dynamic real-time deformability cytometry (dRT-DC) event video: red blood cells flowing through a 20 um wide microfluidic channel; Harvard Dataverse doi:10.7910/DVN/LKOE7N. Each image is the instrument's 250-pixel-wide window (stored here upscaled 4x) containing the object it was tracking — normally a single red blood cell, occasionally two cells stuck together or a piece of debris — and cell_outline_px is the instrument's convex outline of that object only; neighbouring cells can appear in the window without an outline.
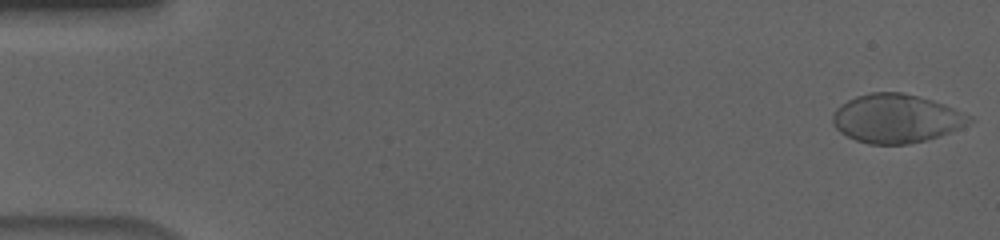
{"species": "human", "species_latin": "Homo sapiens", "temperature_condition": "cold", "stored_images_in_passage": 56, "camera_frame_rate_fps": 3000, "um_per_image_px": 0.085, "donor": {"sex": "male"}, "frame": {"image": 1, "passage_image": 1, "time_ms": 0.0, "image_size_px": [1000, 240], "cell_outline_px": [[972, 120], [968, 124], [948, 132], [924, 140], [908, 144], [868, 144], [856, 140], [840, 132], [836, 128], [832, 120], [832, 116], [836, 108], [840, 104], [856, 96], [872, 92], [900, 92], [932, 100], [944, 104], [972, 116]], "centroid_in_image_um": [76.14, 10.06], "position_along_channel_um": 8.9, "area_um2": 38.38}}
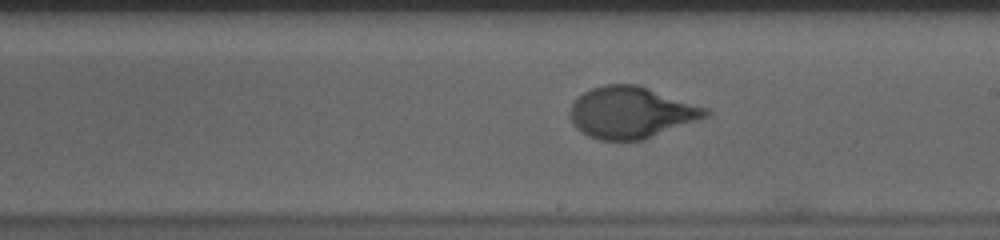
{"frame": {"image": 2, "passage_image": 32, "time_ms": 10.333, "image_size_px": [1000, 240], "cell_outline_px": [[712, 112], [708, 116], [644, 140], [600, 140], [588, 136], [580, 132], [572, 124], [568, 116], [568, 112], [576, 96], [592, 88], [604, 84], [640, 84], [708, 108]], "centroid_in_image_um": [53.62, 9.55], "position_along_channel_um": 235.4, "area_um2": 41.27}}
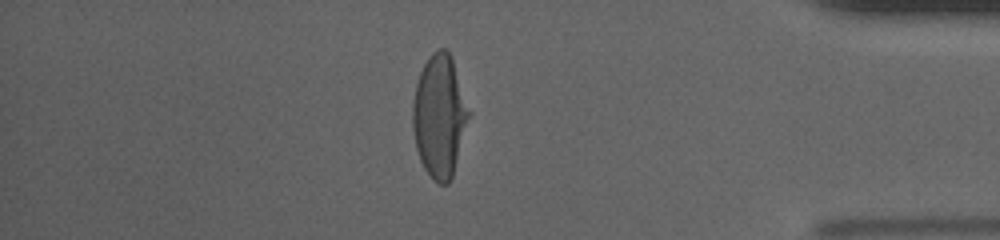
{"frame": {"image": 3, "passage_image": 48, "time_ms": 15.667, "image_size_px": [1000, 240], "cell_outline_px": [[472, 112], [452, 176], [448, 184], [440, 184], [432, 180], [424, 168], [420, 160], [416, 148], [412, 128], [412, 104], [416, 84], [420, 72], [428, 56], [432, 52], [440, 48], [444, 48], [452, 56]], "centroid_in_image_um": [37.38, 9.84], "position_along_channel_um": 397.8, "area_um2": 40.75}, "authors_computed_cell_mechanics": {"area_um2": 39.7086, "velocity_mm_per_s": 3.6282, "shape_relaxation_time_tau1_ms": 4.1973, "shape_relaxation_time_tau2_ms": null, "deformation_change_tau1": 0.2075, "deformation_change_tau2": null}}